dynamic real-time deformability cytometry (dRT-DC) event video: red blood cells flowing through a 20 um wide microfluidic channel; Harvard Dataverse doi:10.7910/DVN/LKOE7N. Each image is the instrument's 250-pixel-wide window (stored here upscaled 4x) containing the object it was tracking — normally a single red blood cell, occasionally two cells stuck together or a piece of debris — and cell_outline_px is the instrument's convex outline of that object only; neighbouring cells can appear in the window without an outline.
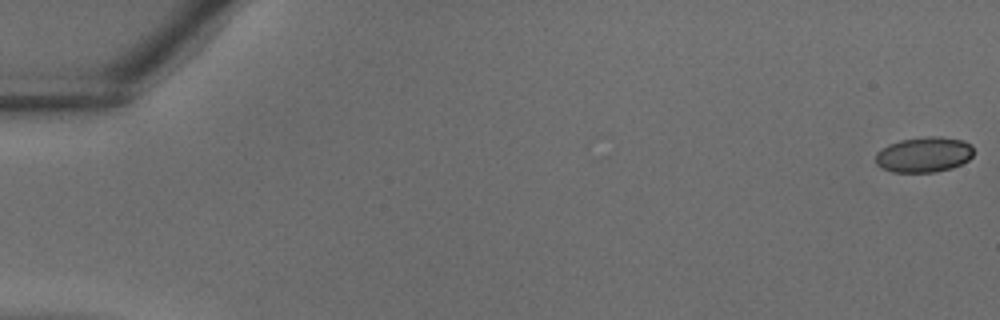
{"species": "common noctule bat (a hibernating species)", "species_latin": "Nyctalus noctula", "temperature_condition": "warm", "stored_images_in_passage": 39, "camera_frame_rate_fps": 3000, "um_per_image_px": 0.085, "animal": {"sex": "male", "body_mass_g": 18.8}, "frame": {"image": 1, "passage_image": 1, "time_ms": 0.0, "image_size_px": [1000, 320], "cell_outline_px": [[972, 156], [968, 160], [952, 168], [936, 172], [892, 172], [880, 168], [876, 164], [876, 152], [888, 144], [900, 140], [924, 136], [940, 136], [964, 140], [972, 144]], "centroid_in_image_um": [78.52, 13.13], "position_along_channel_um": 6.5, "area_um2": 20.46}}
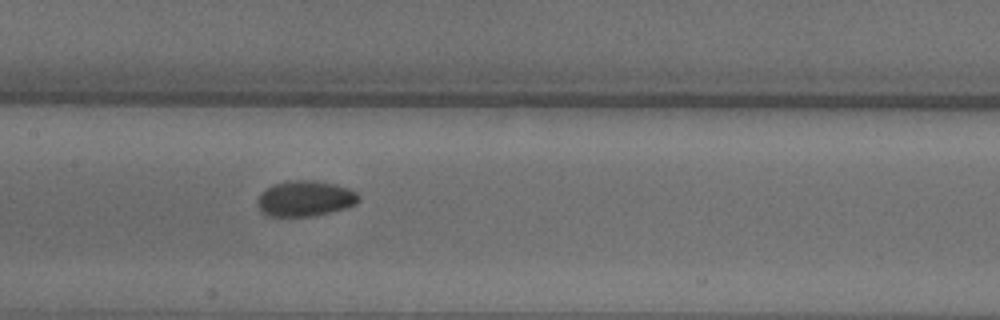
{"frame": {"image": 2, "passage_image": 20, "time_ms": 6.333, "image_size_px": [1000, 320], "cell_outline_px": [[360, 200], [356, 204], [344, 208], [312, 216], [268, 216], [260, 208], [256, 200], [260, 192], [272, 184], [288, 180], [312, 180], [336, 184], [348, 188], [356, 192], [360, 196]], "centroid_in_image_um": [25.92, 16.85], "position_along_channel_um": 181.5, "area_um2": 21.04}}
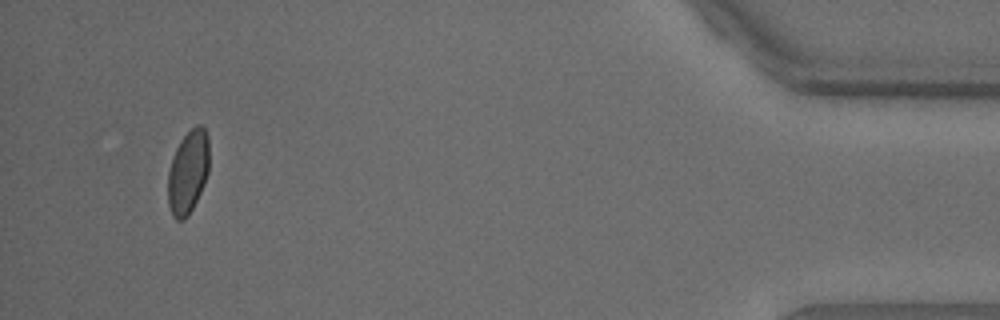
{"frame": {"image": 3, "passage_image": 37, "time_ms": 12.0, "image_size_px": [1000, 320], "cell_outline_px": [[208, 172], [204, 184], [188, 216], [184, 220], [176, 220], [172, 216], [168, 204], [168, 172], [176, 148], [180, 140], [196, 124], [200, 124], [204, 128], [208, 136]], "centroid_in_image_um": [15.97, 14.63], "position_along_channel_um": 419.2, "area_um2": 19.94}}